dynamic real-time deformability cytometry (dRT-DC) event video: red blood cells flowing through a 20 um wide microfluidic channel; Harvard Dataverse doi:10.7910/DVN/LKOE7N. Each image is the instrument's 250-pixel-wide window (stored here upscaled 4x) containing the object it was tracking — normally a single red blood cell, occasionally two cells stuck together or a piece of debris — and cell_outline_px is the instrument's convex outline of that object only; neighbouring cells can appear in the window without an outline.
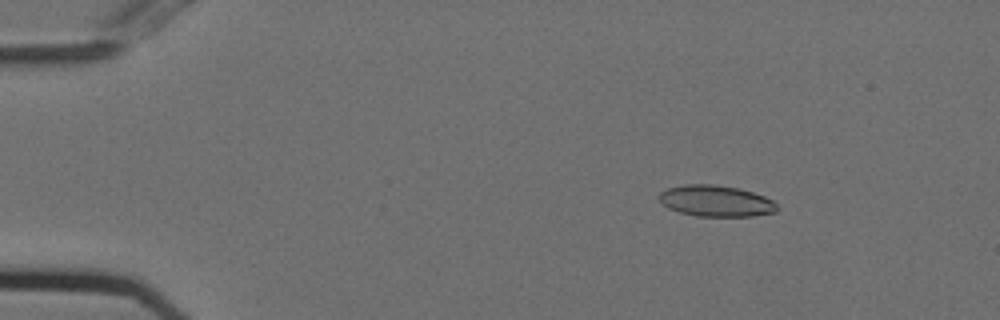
{"species": "Egyptian fruit bat (a non-hibernating species)", "species_latin": "Rousettus aegyptiacus", "temperature_condition": "cold", "stored_images_in_passage": 53, "camera_frame_rate_fps": 3000, "um_per_image_px": 0.085, "animal": {"sex": "female"}, "frame": {"image": 1, "passage_image": 7, "time_ms": 2.0, "image_size_px": [1000, 320], "cell_outline_px": [[776, 212], [752, 216], [696, 216], [680, 212], [668, 208], [656, 196], [660, 192], [668, 188], [684, 184], [712, 184], [736, 188], [752, 192], [764, 196], [772, 200], [776, 204]], "centroid_in_image_um": [60.82, 17.08], "position_along_channel_um": 24.2, "area_um2": 21.33}}
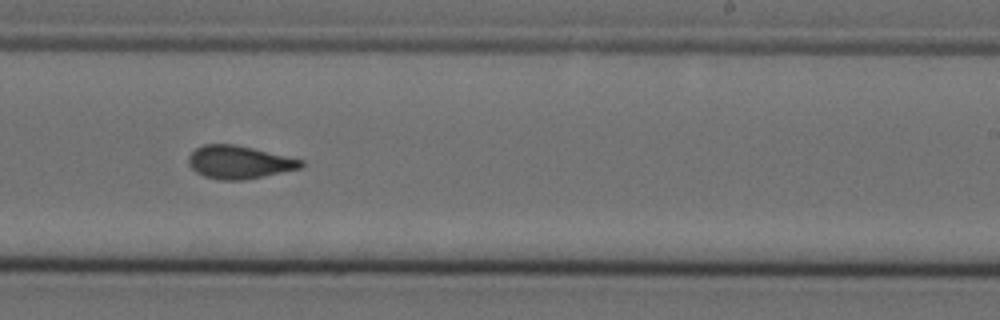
{"frame": {"image": 2, "passage_image": 33, "time_ms": 10.667, "image_size_px": [1000, 320], "cell_outline_px": [[304, 164], [300, 168], [244, 180], [220, 180], [204, 176], [196, 172], [188, 164], [188, 156], [196, 148], [204, 144], [232, 144], [252, 148], [304, 160]], "centroid_in_image_um": [20.3, 13.79], "position_along_channel_um": 268.7, "area_um2": 21.44}}
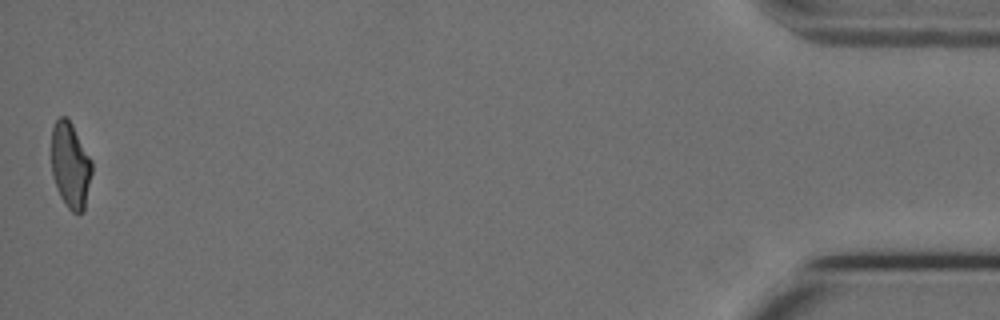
{"frame": {"image": 3, "passage_image": 53, "time_ms": 17.333, "image_size_px": [1000, 320], "cell_outline_px": [[92, 172], [84, 212], [72, 212], [68, 208], [60, 196], [52, 176], [52, 128], [56, 120], [60, 116], [68, 116], [92, 160]], "centroid_in_image_um": [5.99, 14.03], "position_along_channel_um": 429.2, "area_um2": 20.35}, "authors_computed_cell_mechanics": {"area_um2": 21.3282, "velocity_mm_per_s": 3.7392, "shape_relaxation_time_tau1_ms": null, "shape_relaxation_time_tau2_ms": 1.6755, "deformation_change_tau1": null, "deformation_change_tau2": 0.0823}}